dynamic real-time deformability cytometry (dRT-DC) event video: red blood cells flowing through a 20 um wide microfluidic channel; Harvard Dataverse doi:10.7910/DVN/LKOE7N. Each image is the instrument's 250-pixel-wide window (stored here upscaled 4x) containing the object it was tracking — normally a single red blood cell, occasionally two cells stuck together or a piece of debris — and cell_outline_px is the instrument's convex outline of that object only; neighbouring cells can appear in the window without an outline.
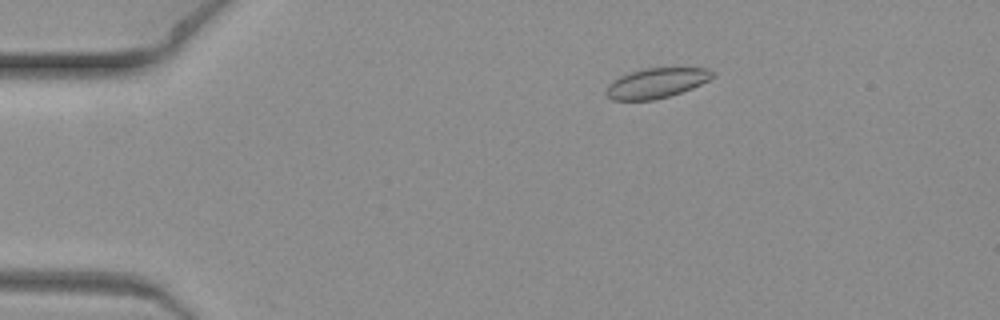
{"species": "common noctule bat (a hibernating species)", "species_latin": "Nyctalus noctula", "temperature_condition": "warm", "stored_images_in_passage": 6, "camera_frame_rate_fps": 3000, "um_per_image_px": 0.085, "animal": {"sex": "female", "body_mass_g": 19.3, "forearm_length_mm": 54.1}, "frame": {"image": 1, "passage_image": 4, "time_ms": 1.0, "image_size_px": [1000, 320], "cell_outline_px": [[716, 76], [692, 88], [668, 96], [652, 100], [612, 100], [604, 92], [608, 84], [620, 76], [644, 68], [708, 68], [716, 72]], "centroid_in_image_um": [55.8, 7.05], "position_along_channel_um": 29.2, "area_um2": 18.5}}